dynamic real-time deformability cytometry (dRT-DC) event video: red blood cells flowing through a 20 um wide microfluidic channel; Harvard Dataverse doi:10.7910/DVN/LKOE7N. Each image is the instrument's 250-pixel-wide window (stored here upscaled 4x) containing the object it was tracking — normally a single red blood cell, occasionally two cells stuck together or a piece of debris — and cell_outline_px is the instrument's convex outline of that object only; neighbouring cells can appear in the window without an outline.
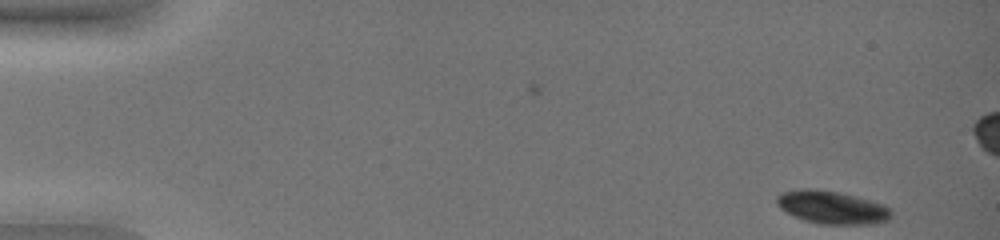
{"species": "common noctule bat (a hibernating species)", "species_latin": "Nyctalus noctula", "temperature_condition": "warm", "stored_images_in_passage": 51, "segment_of_instrument_passage": [1, 2], "camera_frame_rate_fps": 3000, "um_per_image_px": 0.085, "animal": {"sex": "female", "body_mass_g": 19.0, "forearm_length_mm": 51.5}, "frame": {"image": 1, "passage_image": 1, "time_ms": 0.0, "image_size_px": [1000, 240], "cell_outline_px": [[892, 216], [888, 220], [876, 224], [816, 224], [804, 220], [780, 208], [776, 204], [776, 196], [780, 192], [796, 188], [816, 188], [840, 192], [856, 196], [884, 204], [892, 212]], "centroid_in_image_um": [70.7, 17.61], "position_along_channel_um": 14.3, "area_um2": 22.37}}
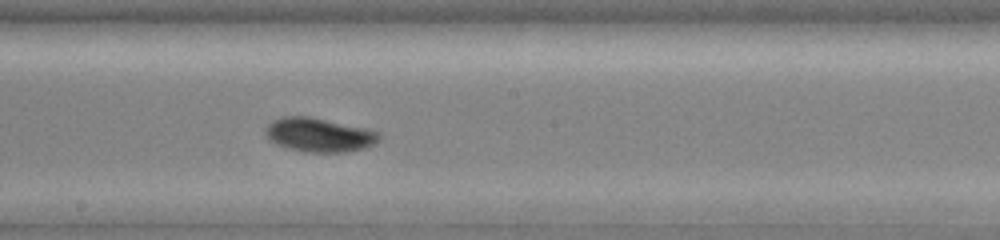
{"frame": {"image": 2, "passage_image": 29, "time_ms": 9.333, "image_size_px": [1000, 240], "cell_outline_px": [[380, 136], [372, 144], [364, 148], [344, 152], [304, 152], [288, 148], [276, 144], [268, 140], [264, 132], [264, 128], [272, 120], [284, 116], [312, 116], [368, 128], [380, 132]], "centroid_in_image_um": [27.08, 11.44], "position_along_channel_um": 221.1, "area_um2": 22.77}}
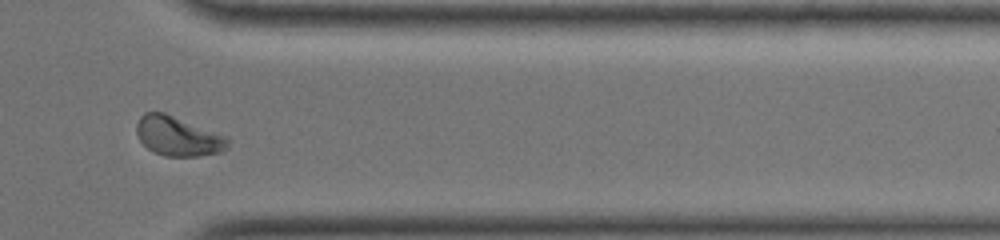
{"frame": {"image": 3, "passage_image": 43, "time_ms": 14.0, "image_size_px": [1000, 240], "cell_outline_px": [[228, 148], [220, 152], [200, 156], [164, 156], [148, 148], [140, 140], [136, 132], [136, 124], [140, 116], [144, 112], [164, 112], [228, 136]], "centroid_in_image_um": [15.14, 11.57], "position_along_channel_um": 396.3, "area_um2": 21.04}}